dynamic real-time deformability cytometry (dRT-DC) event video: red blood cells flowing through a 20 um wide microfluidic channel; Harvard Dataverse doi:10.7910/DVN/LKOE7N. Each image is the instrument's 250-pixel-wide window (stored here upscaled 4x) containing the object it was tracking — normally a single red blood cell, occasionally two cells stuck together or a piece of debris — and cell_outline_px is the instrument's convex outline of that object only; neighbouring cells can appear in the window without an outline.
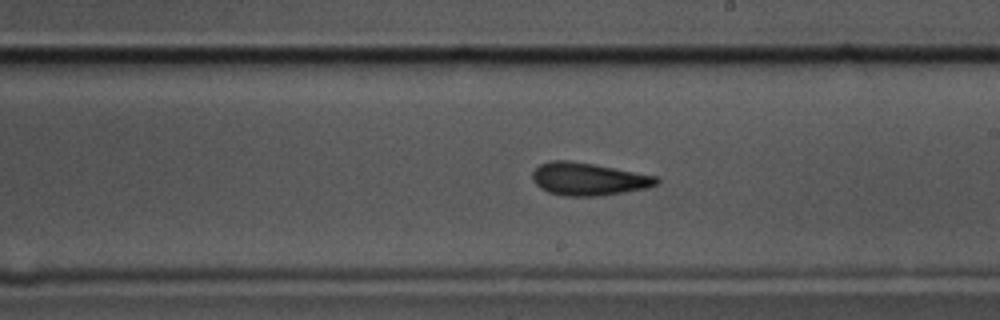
{"species": "common noctule bat (a hibernating species)", "species_latin": "Nyctalus noctula", "temperature_condition": "cold", "stored_images_in_passage": 56, "camera_frame_rate_fps": 3000, "um_per_image_px": 0.085, "animal": {"sex": "male", "body_mass_g": 17.5, "forearm_length_mm": 52.3}, "frame": {"image": 1, "passage_image": 31, "time_ms": 10.0, "image_size_px": [1000, 320], "cell_outline_px": [[660, 184], [648, 188], [600, 196], [564, 196], [548, 192], [540, 188], [532, 180], [532, 172], [540, 164], [552, 160], [568, 160], [596, 164], [656, 176], [660, 180]], "centroid_in_image_um": [50.03, 15.22], "position_along_channel_um": 239.0, "area_um2": 23.87}}
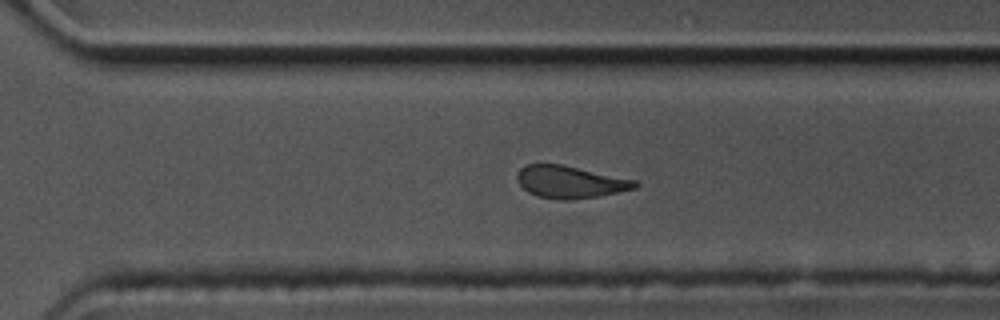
{"frame": {"image": 2, "passage_image": 38, "time_ms": 12.333, "image_size_px": [1000, 320], "cell_outline_px": [[640, 184], [636, 188], [596, 196], [564, 200], [560, 200], [536, 196], [528, 192], [516, 180], [516, 176], [520, 168], [528, 164], [564, 164], [636, 180]], "centroid_in_image_um": [48.44, 15.45], "position_along_channel_um": 322.2, "area_um2": 22.14}}
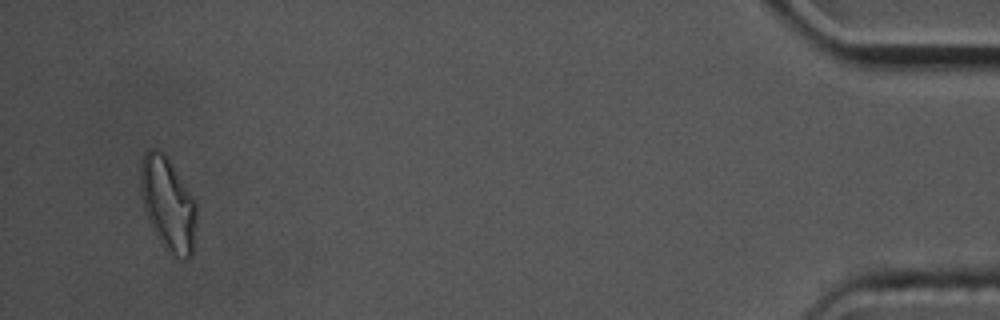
{"frame": {"image": 3, "passage_image": 53, "time_ms": 17.333, "image_size_px": [1000, 320], "cell_outline_px": [[196, 220], [192, 256], [172, 256], [168, 252], [156, 236], [148, 220], [144, 208], [140, 188], [140, 168], [144, 152], [152, 148], [156, 148], [164, 152], [168, 156], [192, 196], [196, 204]], "centroid_in_image_um": [14.26, 17.29], "position_along_channel_um": 420.9, "area_um2": 30.46}, "authors_computed_cell_mechanics": {"area_um2": 23.5824, "velocity_mm_per_s": 3.5705, "shape_relaxation_time_tau1_ms": 4.0361, "shape_relaxation_time_tau2_ms": 2.6388, "deformation_change_tau1": 0.1215, "deformation_change_tau2": 0.0934}}